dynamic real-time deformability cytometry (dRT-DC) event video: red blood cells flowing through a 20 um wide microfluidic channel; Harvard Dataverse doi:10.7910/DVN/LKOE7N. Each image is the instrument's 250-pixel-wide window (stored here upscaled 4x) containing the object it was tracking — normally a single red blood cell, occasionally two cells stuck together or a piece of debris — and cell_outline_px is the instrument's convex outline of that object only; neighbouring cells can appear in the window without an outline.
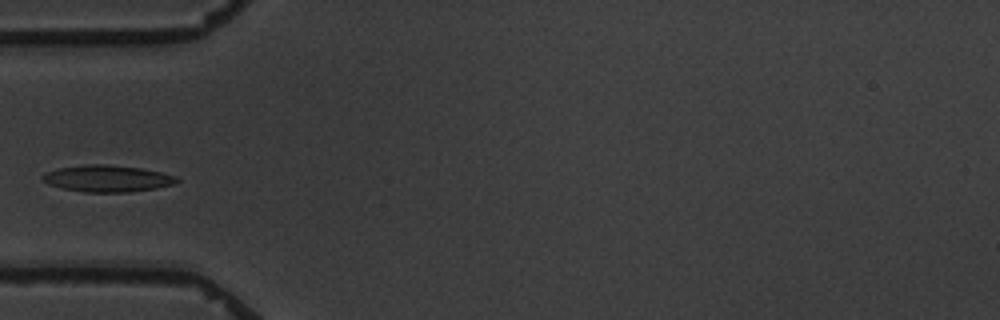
{"species": "common noctule bat (a hibernating species)", "species_latin": "Nyctalus noctula", "temperature_condition": "warm", "stored_images_in_passage": 5, "camera_frame_rate_fps": 3000, "um_per_image_px": 0.085, "animal": {"sex": "male", "body_mass_g": 19.5, "forearm_length_mm": 54.6}, "frame": {"image": 1, "passage_image": 5, "time_ms": 5.333, "image_size_px": [1000, 320], "cell_outline_px": [[180, 180], [172, 184], [156, 188], [128, 192], [84, 192], [64, 188], [48, 184], [40, 176], [44, 172], [60, 168], [84, 164], [104, 164], [140, 168], [160, 172], [176, 176]], "centroid_in_image_um": [9.1, 15.17], "position_along_channel_um": 75.9, "area_um2": 20.69}}